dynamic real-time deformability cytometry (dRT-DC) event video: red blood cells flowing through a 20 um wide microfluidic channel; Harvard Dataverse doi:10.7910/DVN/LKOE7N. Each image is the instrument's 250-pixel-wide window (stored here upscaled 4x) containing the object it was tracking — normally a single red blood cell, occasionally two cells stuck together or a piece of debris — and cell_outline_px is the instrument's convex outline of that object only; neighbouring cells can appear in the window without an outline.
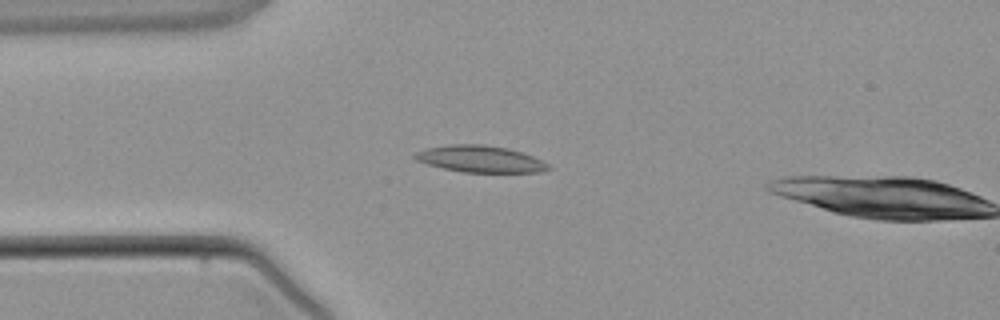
{"species": "common noctule bat (a hibernating species)", "species_latin": "Nyctalus noctula", "temperature_condition": "warm", "stored_images_in_passage": 4, "camera_frame_rate_fps": 3000, "um_per_image_px": 0.085, "animal": {"sex": "male", "body_mass_g": 21.5, "forearm_length_mm": 52.0}, "frame": {"image": 1, "passage_image": 3, "time_ms": 3.333, "image_size_px": [1000, 320], "cell_outline_px": [[552, 168], [540, 172], [464, 172], [444, 168], [428, 164], [416, 160], [412, 156], [416, 152], [428, 148], [448, 144], [484, 144], [508, 148], [532, 156], [548, 164]], "centroid_in_image_um": [40.81, 13.51], "position_along_channel_um": 44.2, "area_um2": 20.58}}